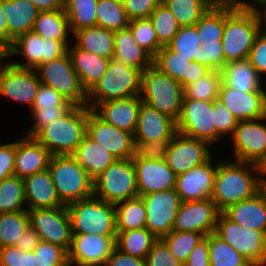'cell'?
Here are the masks:
<instances>
[{
    "mask_svg": "<svg viewBox=\"0 0 266 266\" xmlns=\"http://www.w3.org/2000/svg\"><path fill=\"white\" fill-rule=\"evenodd\" d=\"M258 166V172L261 180H266V155L265 157L260 161V163L257 165Z\"/></svg>",
    "mask_w": 266,
    "mask_h": 266,
    "instance_id": "70",
    "label": "cell"
},
{
    "mask_svg": "<svg viewBox=\"0 0 266 266\" xmlns=\"http://www.w3.org/2000/svg\"><path fill=\"white\" fill-rule=\"evenodd\" d=\"M142 102L140 95L130 96L99 103L93 111L110 125L134 134Z\"/></svg>",
    "mask_w": 266,
    "mask_h": 266,
    "instance_id": "26",
    "label": "cell"
},
{
    "mask_svg": "<svg viewBox=\"0 0 266 266\" xmlns=\"http://www.w3.org/2000/svg\"><path fill=\"white\" fill-rule=\"evenodd\" d=\"M170 141L171 140H155L152 142L135 141V156L150 160L165 159Z\"/></svg>",
    "mask_w": 266,
    "mask_h": 266,
    "instance_id": "57",
    "label": "cell"
},
{
    "mask_svg": "<svg viewBox=\"0 0 266 266\" xmlns=\"http://www.w3.org/2000/svg\"><path fill=\"white\" fill-rule=\"evenodd\" d=\"M262 1H265V0H252V2H255V3H250L248 1H244V0L242 1V0H240L239 1V6L240 7H243V8H255L256 7V4L258 5Z\"/></svg>",
    "mask_w": 266,
    "mask_h": 266,
    "instance_id": "71",
    "label": "cell"
},
{
    "mask_svg": "<svg viewBox=\"0 0 266 266\" xmlns=\"http://www.w3.org/2000/svg\"><path fill=\"white\" fill-rule=\"evenodd\" d=\"M67 46L55 39H43L33 31L19 36L7 49V58L21 55L25 58L26 64L11 62L20 68L35 69L40 64L56 59L67 52Z\"/></svg>",
    "mask_w": 266,
    "mask_h": 266,
    "instance_id": "12",
    "label": "cell"
},
{
    "mask_svg": "<svg viewBox=\"0 0 266 266\" xmlns=\"http://www.w3.org/2000/svg\"><path fill=\"white\" fill-rule=\"evenodd\" d=\"M35 70H37L36 73L42 84L54 88L72 105H86L87 92L80 83L68 52L56 59L40 64Z\"/></svg>",
    "mask_w": 266,
    "mask_h": 266,
    "instance_id": "9",
    "label": "cell"
},
{
    "mask_svg": "<svg viewBox=\"0 0 266 266\" xmlns=\"http://www.w3.org/2000/svg\"><path fill=\"white\" fill-rule=\"evenodd\" d=\"M116 237L72 234L68 262L77 266H104L115 248Z\"/></svg>",
    "mask_w": 266,
    "mask_h": 266,
    "instance_id": "20",
    "label": "cell"
},
{
    "mask_svg": "<svg viewBox=\"0 0 266 266\" xmlns=\"http://www.w3.org/2000/svg\"><path fill=\"white\" fill-rule=\"evenodd\" d=\"M141 75V70L111 59L106 73L87 93L86 105L93 110L102 102L140 95Z\"/></svg>",
    "mask_w": 266,
    "mask_h": 266,
    "instance_id": "6",
    "label": "cell"
},
{
    "mask_svg": "<svg viewBox=\"0 0 266 266\" xmlns=\"http://www.w3.org/2000/svg\"><path fill=\"white\" fill-rule=\"evenodd\" d=\"M90 110L87 105H73L34 138L52 155H72L86 135Z\"/></svg>",
    "mask_w": 266,
    "mask_h": 266,
    "instance_id": "2",
    "label": "cell"
},
{
    "mask_svg": "<svg viewBox=\"0 0 266 266\" xmlns=\"http://www.w3.org/2000/svg\"><path fill=\"white\" fill-rule=\"evenodd\" d=\"M72 234H96L117 237L115 204L96 196L66 205Z\"/></svg>",
    "mask_w": 266,
    "mask_h": 266,
    "instance_id": "4",
    "label": "cell"
},
{
    "mask_svg": "<svg viewBox=\"0 0 266 266\" xmlns=\"http://www.w3.org/2000/svg\"><path fill=\"white\" fill-rule=\"evenodd\" d=\"M128 28L131 30L137 44L145 49L153 58L163 47L158 42L154 26L149 18L131 20Z\"/></svg>",
    "mask_w": 266,
    "mask_h": 266,
    "instance_id": "50",
    "label": "cell"
},
{
    "mask_svg": "<svg viewBox=\"0 0 266 266\" xmlns=\"http://www.w3.org/2000/svg\"><path fill=\"white\" fill-rule=\"evenodd\" d=\"M213 122L214 101L183 98L181 113L176 121L178 133L214 145L222 136Z\"/></svg>",
    "mask_w": 266,
    "mask_h": 266,
    "instance_id": "11",
    "label": "cell"
},
{
    "mask_svg": "<svg viewBox=\"0 0 266 266\" xmlns=\"http://www.w3.org/2000/svg\"><path fill=\"white\" fill-rule=\"evenodd\" d=\"M113 59L142 72L153 64V57L137 44L128 27L114 32Z\"/></svg>",
    "mask_w": 266,
    "mask_h": 266,
    "instance_id": "33",
    "label": "cell"
},
{
    "mask_svg": "<svg viewBox=\"0 0 266 266\" xmlns=\"http://www.w3.org/2000/svg\"><path fill=\"white\" fill-rule=\"evenodd\" d=\"M98 0H63L71 34L77 30L97 26Z\"/></svg>",
    "mask_w": 266,
    "mask_h": 266,
    "instance_id": "39",
    "label": "cell"
},
{
    "mask_svg": "<svg viewBox=\"0 0 266 266\" xmlns=\"http://www.w3.org/2000/svg\"><path fill=\"white\" fill-rule=\"evenodd\" d=\"M21 249L16 246L0 248V266H20Z\"/></svg>",
    "mask_w": 266,
    "mask_h": 266,
    "instance_id": "63",
    "label": "cell"
},
{
    "mask_svg": "<svg viewBox=\"0 0 266 266\" xmlns=\"http://www.w3.org/2000/svg\"><path fill=\"white\" fill-rule=\"evenodd\" d=\"M77 40L75 45L101 57L113 59L114 31L94 26L77 30L72 34Z\"/></svg>",
    "mask_w": 266,
    "mask_h": 266,
    "instance_id": "35",
    "label": "cell"
},
{
    "mask_svg": "<svg viewBox=\"0 0 266 266\" xmlns=\"http://www.w3.org/2000/svg\"><path fill=\"white\" fill-rule=\"evenodd\" d=\"M146 266H183L170 251L166 242L161 238L157 239L145 258Z\"/></svg>",
    "mask_w": 266,
    "mask_h": 266,
    "instance_id": "53",
    "label": "cell"
},
{
    "mask_svg": "<svg viewBox=\"0 0 266 266\" xmlns=\"http://www.w3.org/2000/svg\"><path fill=\"white\" fill-rule=\"evenodd\" d=\"M212 158L176 177L175 191L181 202H191L211 198L217 163L213 167Z\"/></svg>",
    "mask_w": 266,
    "mask_h": 266,
    "instance_id": "23",
    "label": "cell"
},
{
    "mask_svg": "<svg viewBox=\"0 0 266 266\" xmlns=\"http://www.w3.org/2000/svg\"><path fill=\"white\" fill-rule=\"evenodd\" d=\"M212 6H239L240 0H206Z\"/></svg>",
    "mask_w": 266,
    "mask_h": 266,
    "instance_id": "69",
    "label": "cell"
},
{
    "mask_svg": "<svg viewBox=\"0 0 266 266\" xmlns=\"http://www.w3.org/2000/svg\"><path fill=\"white\" fill-rule=\"evenodd\" d=\"M86 135L109 151L117 160L129 159L135 156L134 134L110 125L92 109L88 114Z\"/></svg>",
    "mask_w": 266,
    "mask_h": 266,
    "instance_id": "16",
    "label": "cell"
},
{
    "mask_svg": "<svg viewBox=\"0 0 266 266\" xmlns=\"http://www.w3.org/2000/svg\"><path fill=\"white\" fill-rule=\"evenodd\" d=\"M33 252L38 256L40 266H66L68 262V251L53 243L40 241Z\"/></svg>",
    "mask_w": 266,
    "mask_h": 266,
    "instance_id": "51",
    "label": "cell"
},
{
    "mask_svg": "<svg viewBox=\"0 0 266 266\" xmlns=\"http://www.w3.org/2000/svg\"><path fill=\"white\" fill-rule=\"evenodd\" d=\"M233 161L221 160L217 163L211 199L221 213L229 206L250 199L259 192L261 179L258 166L253 163Z\"/></svg>",
    "mask_w": 266,
    "mask_h": 266,
    "instance_id": "1",
    "label": "cell"
},
{
    "mask_svg": "<svg viewBox=\"0 0 266 266\" xmlns=\"http://www.w3.org/2000/svg\"><path fill=\"white\" fill-rule=\"evenodd\" d=\"M93 195L117 204L139 196L133 158L118 159L95 180Z\"/></svg>",
    "mask_w": 266,
    "mask_h": 266,
    "instance_id": "8",
    "label": "cell"
},
{
    "mask_svg": "<svg viewBox=\"0 0 266 266\" xmlns=\"http://www.w3.org/2000/svg\"><path fill=\"white\" fill-rule=\"evenodd\" d=\"M166 46L181 57L187 58L188 61L198 62L201 45L196 26L180 27Z\"/></svg>",
    "mask_w": 266,
    "mask_h": 266,
    "instance_id": "46",
    "label": "cell"
},
{
    "mask_svg": "<svg viewBox=\"0 0 266 266\" xmlns=\"http://www.w3.org/2000/svg\"><path fill=\"white\" fill-rule=\"evenodd\" d=\"M222 213L243 228L266 233V204L259 192L250 199L229 206Z\"/></svg>",
    "mask_w": 266,
    "mask_h": 266,
    "instance_id": "32",
    "label": "cell"
},
{
    "mask_svg": "<svg viewBox=\"0 0 266 266\" xmlns=\"http://www.w3.org/2000/svg\"><path fill=\"white\" fill-rule=\"evenodd\" d=\"M8 29V48L19 36L33 30L39 10L28 0H1Z\"/></svg>",
    "mask_w": 266,
    "mask_h": 266,
    "instance_id": "30",
    "label": "cell"
},
{
    "mask_svg": "<svg viewBox=\"0 0 266 266\" xmlns=\"http://www.w3.org/2000/svg\"><path fill=\"white\" fill-rule=\"evenodd\" d=\"M117 2H120V3H124L126 0H115Z\"/></svg>",
    "mask_w": 266,
    "mask_h": 266,
    "instance_id": "74",
    "label": "cell"
},
{
    "mask_svg": "<svg viewBox=\"0 0 266 266\" xmlns=\"http://www.w3.org/2000/svg\"><path fill=\"white\" fill-rule=\"evenodd\" d=\"M23 178L16 175L4 178L0 182V213L27 211Z\"/></svg>",
    "mask_w": 266,
    "mask_h": 266,
    "instance_id": "43",
    "label": "cell"
},
{
    "mask_svg": "<svg viewBox=\"0 0 266 266\" xmlns=\"http://www.w3.org/2000/svg\"><path fill=\"white\" fill-rule=\"evenodd\" d=\"M32 31L43 39H55L69 46L68 34L71 30L64 9L39 11Z\"/></svg>",
    "mask_w": 266,
    "mask_h": 266,
    "instance_id": "36",
    "label": "cell"
},
{
    "mask_svg": "<svg viewBox=\"0 0 266 266\" xmlns=\"http://www.w3.org/2000/svg\"><path fill=\"white\" fill-rule=\"evenodd\" d=\"M195 26L200 45L204 41H221L225 28V6H212Z\"/></svg>",
    "mask_w": 266,
    "mask_h": 266,
    "instance_id": "45",
    "label": "cell"
},
{
    "mask_svg": "<svg viewBox=\"0 0 266 266\" xmlns=\"http://www.w3.org/2000/svg\"><path fill=\"white\" fill-rule=\"evenodd\" d=\"M218 100L238 121L266 117V92H243L221 82Z\"/></svg>",
    "mask_w": 266,
    "mask_h": 266,
    "instance_id": "22",
    "label": "cell"
},
{
    "mask_svg": "<svg viewBox=\"0 0 266 266\" xmlns=\"http://www.w3.org/2000/svg\"><path fill=\"white\" fill-rule=\"evenodd\" d=\"M214 233L230 244L253 266L266 264V233L264 231L243 228L220 213Z\"/></svg>",
    "mask_w": 266,
    "mask_h": 266,
    "instance_id": "10",
    "label": "cell"
},
{
    "mask_svg": "<svg viewBox=\"0 0 266 266\" xmlns=\"http://www.w3.org/2000/svg\"><path fill=\"white\" fill-rule=\"evenodd\" d=\"M28 227L27 211L0 213V248L15 246Z\"/></svg>",
    "mask_w": 266,
    "mask_h": 266,
    "instance_id": "44",
    "label": "cell"
},
{
    "mask_svg": "<svg viewBox=\"0 0 266 266\" xmlns=\"http://www.w3.org/2000/svg\"><path fill=\"white\" fill-rule=\"evenodd\" d=\"M214 126L221 136H232L238 124V120L224 106L220 100H214Z\"/></svg>",
    "mask_w": 266,
    "mask_h": 266,
    "instance_id": "56",
    "label": "cell"
},
{
    "mask_svg": "<svg viewBox=\"0 0 266 266\" xmlns=\"http://www.w3.org/2000/svg\"><path fill=\"white\" fill-rule=\"evenodd\" d=\"M78 164L86 170L88 175L95 180L117 159L87 135L72 154Z\"/></svg>",
    "mask_w": 266,
    "mask_h": 266,
    "instance_id": "34",
    "label": "cell"
},
{
    "mask_svg": "<svg viewBox=\"0 0 266 266\" xmlns=\"http://www.w3.org/2000/svg\"><path fill=\"white\" fill-rule=\"evenodd\" d=\"M20 266H40V261L33 251H23L21 249Z\"/></svg>",
    "mask_w": 266,
    "mask_h": 266,
    "instance_id": "67",
    "label": "cell"
},
{
    "mask_svg": "<svg viewBox=\"0 0 266 266\" xmlns=\"http://www.w3.org/2000/svg\"><path fill=\"white\" fill-rule=\"evenodd\" d=\"M260 31L259 19L253 8L225 6V28L221 40L225 62L248 58Z\"/></svg>",
    "mask_w": 266,
    "mask_h": 266,
    "instance_id": "3",
    "label": "cell"
},
{
    "mask_svg": "<svg viewBox=\"0 0 266 266\" xmlns=\"http://www.w3.org/2000/svg\"><path fill=\"white\" fill-rule=\"evenodd\" d=\"M266 117L238 121L231 136L235 160L258 165L266 155Z\"/></svg>",
    "mask_w": 266,
    "mask_h": 266,
    "instance_id": "15",
    "label": "cell"
},
{
    "mask_svg": "<svg viewBox=\"0 0 266 266\" xmlns=\"http://www.w3.org/2000/svg\"><path fill=\"white\" fill-rule=\"evenodd\" d=\"M15 142L0 144V182L14 175Z\"/></svg>",
    "mask_w": 266,
    "mask_h": 266,
    "instance_id": "60",
    "label": "cell"
},
{
    "mask_svg": "<svg viewBox=\"0 0 266 266\" xmlns=\"http://www.w3.org/2000/svg\"><path fill=\"white\" fill-rule=\"evenodd\" d=\"M97 26L110 31H119L129 26L124 4L115 0H98L96 7Z\"/></svg>",
    "mask_w": 266,
    "mask_h": 266,
    "instance_id": "42",
    "label": "cell"
},
{
    "mask_svg": "<svg viewBox=\"0 0 266 266\" xmlns=\"http://www.w3.org/2000/svg\"><path fill=\"white\" fill-rule=\"evenodd\" d=\"M259 6H261V7L259 8ZM261 8L262 9L264 8V9L262 10ZM253 9L257 13L261 30L266 32V0L265 1H262L261 3H259L258 5H256V7L253 8ZM263 25H265V27Z\"/></svg>",
    "mask_w": 266,
    "mask_h": 266,
    "instance_id": "68",
    "label": "cell"
},
{
    "mask_svg": "<svg viewBox=\"0 0 266 266\" xmlns=\"http://www.w3.org/2000/svg\"><path fill=\"white\" fill-rule=\"evenodd\" d=\"M40 241L38 234L29 226L18 239L15 246L23 251H33Z\"/></svg>",
    "mask_w": 266,
    "mask_h": 266,
    "instance_id": "64",
    "label": "cell"
},
{
    "mask_svg": "<svg viewBox=\"0 0 266 266\" xmlns=\"http://www.w3.org/2000/svg\"><path fill=\"white\" fill-rule=\"evenodd\" d=\"M73 105L54 88L40 83L31 109H55V107H72Z\"/></svg>",
    "mask_w": 266,
    "mask_h": 266,
    "instance_id": "54",
    "label": "cell"
},
{
    "mask_svg": "<svg viewBox=\"0 0 266 266\" xmlns=\"http://www.w3.org/2000/svg\"><path fill=\"white\" fill-rule=\"evenodd\" d=\"M67 52L83 89L88 93L106 73L111 59L80 49L75 44L68 46Z\"/></svg>",
    "mask_w": 266,
    "mask_h": 266,
    "instance_id": "29",
    "label": "cell"
},
{
    "mask_svg": "<svg viewBox=\"0 0 266 266\" xmlns=\"http://www.w3.org/2000/svg\"><path fill=\"white\" fill-rule=\"evenodd\" d=\"M158 42L166 46L180 29L173 13L161 2L150 14Z\"/></svg>",
    "mask_w": 266,
    "mask_h": 266,
    "instance_id": "48",
    "label": "cell"
},
{
    "mask_svg": "<svg viewBox=\"0 0 266 266\" xmlns=\"http://www.w3.org/2000/svg\"><path fill=\"white\" fill-rule=\"evenodd\" d=\"M210 266H253L215 233L208 235Z\"/></svg>",
    "mask_w": 266,
    "mask_h": 266,
    "instance_id": "41",
    "label": "cell"
},
{
    "mask_svg": "<svg viewBox=\"0 0 266 266\" xmlns=\"http://www.w3.org/2000/svg\"><path fill=\"white\" fill-rule=\"evenodd\" d=\"M183 266H210L208 235L193 248Z\"/></svg>",
    "mask_w": 266,
    "mask_h": 266,
    "instance_id": "61",
    "label": "cell"
},
{
    "mask_svg": "<svg viewBox=\"0 0 266 266\" xmlns=\"http://www.w3.org/2000/svg\"><path fill=\"white\" fill-rule=\"evenodd\" d=\"M248 60L257 70L260 77L266 74V32L260 31L250 50Z\"/></svg>",
    "mask_w": 266,
    "mask_h": 266,
    "instance_id": "59",
    "label": "cell"
},
{
    "mask_svg": "<svg viewBox=\"0 0 266 266\" xmlns=\"http://www.w3.org/2000/svg\"><path fill=\"white\" fill-rule=\"evenodd\" d=\"M222 82L231 89L243 92H266L262 77L248 58L229 61L221 70Z\"/></svg>",
    "mask_w": 266,
    "mask_h": 266,
    "instance_id": "31",
    "label": "cell"
},
{
    "mask_svg": "<svg viewBox=\"0 0 266 266\" xmlns=\"http://www.w3.org/2000/svg\"><path fill=\"white\" fill-rule=\"evenodd\" d=\"M104 266H146L145 259L133 257L114 248Z\"/></svg>",
    "mask_w": 266,
    "mask_h": 266,
    "instance_id": "62",
    "label": "cell"
},
{
    "mask_svg": "<svg viewBox=\"0 0 266 266\" xmlns=\"http://www.w3.org/2000/svg\"><path fill=\"white\" fill-rule=\"evenodd\" d=\"M23 182L28 210L66 206L57 194L48 169L23 178Z\"/></svg>",
    "mask_w": 266,
    "mask_h": 266,
    "instance_id": "28",
    "label": "cell"
},
{
    "mask_svg": "<svg viewBox=\"0 0 266 266\" xmlns=\"http://www.w3.org/2000/svg\"><path fill=\"white\" fill-rule=\"evenodd\" d=\"M259 193L263 197L266 204V180H261L259 185Z\"/></svg>",
    "mask_w": 266,
    "mask_h": 266,
    "instance_id": "72",
    "label": "cell"
},
{
    "mask_svg": "<svg viewBox=\"0 0 266 266\" xmlns=\"http://www.w3.org/2000/svg\"><path fill=\"white\" fill-rule=\"evenodd\" d=\"M115 208L117 232L145 228L146 207L140 196L119 202Z\"/></svg>",
    "mask_w": 266,
    "mask_h": 266,
    "instance_id": "37",
    "label": "cell"
},
{
    "mask_svg": "<svg viewBox=\"0 0 266 266\" xmlns=\"http://www.w3.org/2000/svg\"><path fill=\"white\" fill-rule=\"evenodd\" d=\"M16 141L14 175L25 178L48 169L52 154L42 144L28 136Z\"/></svg>",
    "mask_w": 266,
    "mask_h": 266,
    "instance_id": "27",
    "label": "cell"
},
{
    "mask_svg": "<svg viewBox=\"0 0 266 266\" xmlns=\"http://www.w3.org/2000/svg\"><path fill=\"white\" fill-rule=\"evenodd\" d=\"M221 212L211 198L181 202L172 231L200 232L204 236L214 233Z\"/></svg>",
    "mask_w": 266,
    "mask_h": 266,
    "instance_id": "19",
    "label": "cell"
},
{
    "mask_svg": "<svg viewBox=\"0 0 266 266\" xmlns=\"http://www.w3.org/2000/svg\"><path fill=\"white\" fill-rule=\"evenodd\" d=\"M157 239L146 227L117 232L115 247L125 254L145 259Z\"/></svg>",
    "mask_w": 266,
    "mask_h": 266,
    "instance_id": "38",
    "label": "cell"
},
{
    "mask_svg": "<svg viewBox=\"0 0 266 266\" xmlns=\"http://www.w3.org/2000/svg\"><path fill=\"white\" fill-rule=\"evenodd\" d=\"M205 238L200 232L186 231L176 232L171 231L162 239L168 245L171 253L183 264L187 261L193 248Z\"/></svg>",
    "mask_w": 266,
    "mask_h": 266,
    "instance_id": "49",
    "label": "cell"
},
{
    "mask_svg": "<svg viewBox=\"0 0 266 266\" xmlns=\"http://www.w3.org/2000/svg\"><path fill=\"white\" fill-rule=\"evenodd\" d=\"M140 97L150 107L177 121L182 109L184 88L152 64L142 72Z\"/></svg>",
    "mask_w": 266,
    "mask_h": 266,
    "instance_id": "5",
    "label": "cell"
},
{
    "mask_svg": "<svg viewBox=\"0 0 266 266\" xmlns=\"http://www.w3.org/2000/svg\"><path fill=\"white\" fill-rule=\"evenodd\" d=\"M198 63L205 65L210 70L221 71L225 66V58L221 41H204L201 44Z\"/></svg>",
    "mask_w": 266,
    "mask_h": 266,
    "instance_id": "52",
    "label": "cell"
},
{
    "mask_svg": "<svg viewBox=\"0 0 266 266\" xmlns=\"http://www.w3.org/2000/svg\"><path fill=\"white\" fill-rule=\"evenodd\" d=\"M48 170L65 205L93 196L94 180L73 155H52Z\"/></svg>",
    "mask_w": 266,
    "mask_h": 266,
    "instance_id": "7",
    "label": "cell"
},
{
    "mask_svg": "<svg viewBox=\"0 0 266 266\" xmlns=\"http://www.w3.org/2000/svg\"><path fill=\"white\" fill-rule=\"evenodd\" d=\"M29 226L41 241L57 244L67 251L72 240L69 215L64 207L27 210Z\"/></svg>",
    "mask_w": 266,
    "mask_h": 266,
    "instance_id": "14",
    "label": "cell"
},
{
    "mask_svg": "<svg viewBox=\"0 0 266 266\" xmlns=\"http://www.w3.org/2000/svg\"><path fill=\"white\" fill-rule=\"evenodd\" d=\"M177 133L176 121L142 102L134 132L135 141L171 140Z\"/></svg>",
    "mask_w": 266,
    "mask_h": 266,
    "instance_id": "24",
    "label": "cell"
},
{
    "mask_svg": "<svg viewBox=\"0 0 266 266\" xmlns=\"http://www.w3.org/2000/svg\"><path fill=\"white\" fill-rule=\"evenodd\" d=\"M39 11H53L56 9H63V0H28Z\"/></svg>",
    "mask_w": 266,
    "mask_h": 266,
    "instance_id": "65",
    "label": "cell"
},
{
    "mask_svg": "<svg viewBox=\"0 0 266 266\" xmlns=\"http://www.w3.org/2000/svg\"><path fill=\"white\" fill-rule=\"evenodd\" d=\"M180 27L195 25L212 7L206 0H162Z\"/></svg>",
    "mask_w": 266,
    "mask_h": 266,
    "instance_id": "40",
    "label": "cell"
},
{
    "mask_svg": "<svg viewBox=\"0 0 266 266\" xmlns=\"http://www.w3.org/2000/svg\"><path fill=\"white\" fill-rule=\"evenodd\" d=\"M222 82L221 71L210 70L205 76L188 84L184 88V97L203 101L218 99L219 87Z\"/></svg>",
    "mask_w": 266,
    "mask_h": 266,
    "instance_id": "47",
    "label": "cell"
},
{
    "mask_svg": "<svg viewBox=\"0 0 266 266\" xmlns=\"http://www.w3.org/2000/svg\"><path fill=\"white\" fill-rule=\"evenodd\" d=\"M153 64L168 76L177 80L183 88L205 76L210 69L196 61H188L187 58L171 51L163 46L153 58Z\"/></svg>",
    "mask_w": 266,
    "mask_h": 266,
    "instance_id": "25",
    "label": "cell"
},
{
    "mask_svg": "<svg viewBox=\"0 0 266 266\" xmlns=\"http://www.w3.org/2000/svg\"><path fill=\"white\" fill-rule=\"evenodd\" d=\"M139 196L157 191L175 189L177 175L165 159L150 160L133 157Z\"/></svg>",
    "mask_w": 266,
    "mask_h": 266,
    "instance_id": "21",
    "label": "cell"
},
{
    "mask_svg": "<svg viewBox=\"0 0 266 266\" xmlns=\"http://www.w3.org/2000/svg\"><path fill=\"white\" fill-rule=\"evenodd\" d=\"M71 107H55V109H30L34 125L27 131L26 136L35 137L45 126L60 118Z\"/></svg>",
    "mask_w": 266,
    "mask_h": 266,
    "instance_id": "55",
    "label": "cell"
},
{
    "mask_svg": "<svg viewBox=\"0 0 266 266\" xmlns=\"http://www.w3.org/2000/svg\"><path fill=\"white\" fill-rule=\"evenodd\" d=\"M161 2L162 0H126L123 4L127 17L131 21L149 18Z\"/></svg>",
    "mask_w": 266,
    "mask_h": 266,
    "instance_id": "58",
    "label": "cell"
},
{
    "mask_svg": "<svg viewBox=\"0 0 266 266\" xmlns=\"http://www.w3.org/2000/svg\"><path fill=\"white\" fill-rule=\"evenodd\" d=\"M35 71L11 62L3 63L0 67V95L32 108L41 83Z\"/></svg>",
    "mask_w": 266,
    "mask_h": 266,
    "instance_id": "17",
    "label": "cell"
},
{
    "mask_svg": "<svg viewBox=\"0 0 266 266\" xmlns=\"http://www.w3.org/2000/svg\"><path fill=\"white\" fill-rule=\"evenodd\" d=\"M7 59V50L0 47V60Z\"/></svg>",
    "mask_w": 266,
    "mask_h": 266,
    "instance_id": "73",
    "label": "cell"
},
{
    "mask_svg": "<svg viewBox=\"0 0 266 266\" xmlns=\"http://www.w3.org/2000/svg\"><path fill=\"white\" fill-rule=\"evenodd\" d=\"M146 207L145 227L158 239L172 231L181 199L175 189L140 196Z\"/></svg>",
    "mask_w": 266,
    "mask_h": 266,
    "instance_id": "13",
    "label": "cell"
},
{
    "mask_svg": "<svg viewBox=\"0 0 266 266\" xmlns=\"http://www.w3.org/2000/svg\"><path fill=\"white\" fill-rule=\"evenodd\" d=\"M203 140L176 133L171 139L165 161L178 176L207 162L211 158L209 147Z\"/></svg>",
    "mask_w": 266,
    "mask_h": 266,
    "instance_id": "18",
    "label": "cell"
},
{
    "mask_svg": "<svg viewBox=\"0 0 266 266\" xmlns=\"http://www.w3.org/2000/svg\"><path fill=\"white\" fill-rule=\"evenodd\" d=\"M0 47L8 49V29L0 0Z\"/></svg>",
    "mask_w": 266,
    "mask_h": 266,
    "instance_id": "66",
    "label": "cell"
}]
</instances>
